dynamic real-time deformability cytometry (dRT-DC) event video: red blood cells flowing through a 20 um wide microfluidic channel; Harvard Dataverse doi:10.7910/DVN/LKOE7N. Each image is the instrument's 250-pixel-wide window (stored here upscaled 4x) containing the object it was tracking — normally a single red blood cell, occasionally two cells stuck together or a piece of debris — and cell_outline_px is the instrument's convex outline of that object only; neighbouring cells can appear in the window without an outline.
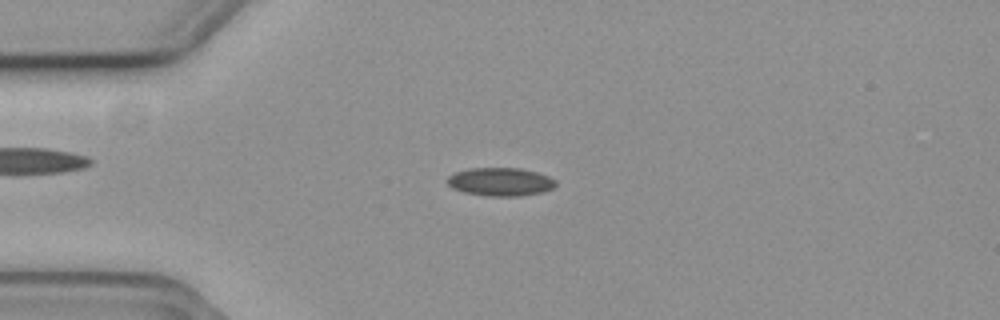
{"species": "common noctule bat (a hibernating species)", "species_latin": "Nyctalus noctula", "temperature_condition": "cold", "stored_images_in_passage": 55, "camera_frame_rate_fps": 3000, "um_per_image_px": 0.085, "animal": {"sex": "female", "body_mass_g": 19.3, "forearm_length_mm": 54.1}, "frame": {"image": 1, "passage_image": 13, "time_ms": 4.0, "image_size_px": [1000, 320], "cell_outline_px": [[556, 184], [552, 188], [544, 192], [520, 196], [492, 196], [464, 192], [452, 188], [448, 184], [448, 176], [456, 172], [468, 168], [520, 168], [536, 172], [548, 176], [556, 180]], "centroid_in_image_um": [42.55, 15.45], "position_along_channel_um": 42.4, "area_um2": 17.8}}
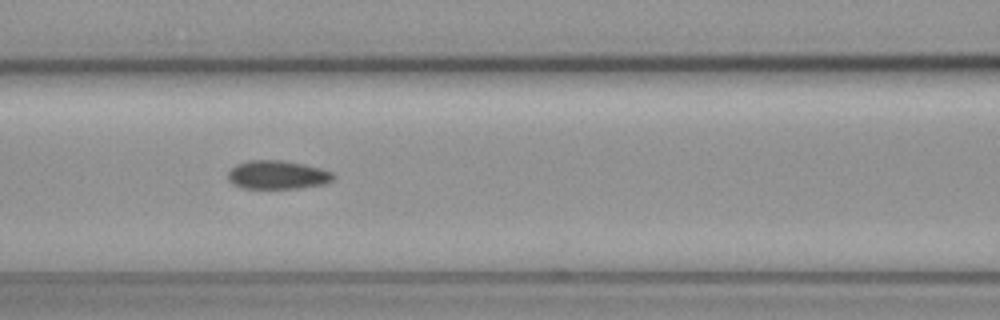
{"frame": {"image": 2, "passage_image": 23, "time_ms": 7.333, "image_size_px": [1000, 320], "cell_outline_px": [[336, 176], [332, 180], [324, 184], [296, 188], [240, 188], [232, 184], [228, 180], [228, 172], [236, 164], [248, 160], [280, 160], [304, 164], [320, 168], [332, 172]], "centroid_in_image_um": [23.56, 14.86], "position_along_channel_um": 143.0, "area_um2": 17.57}}
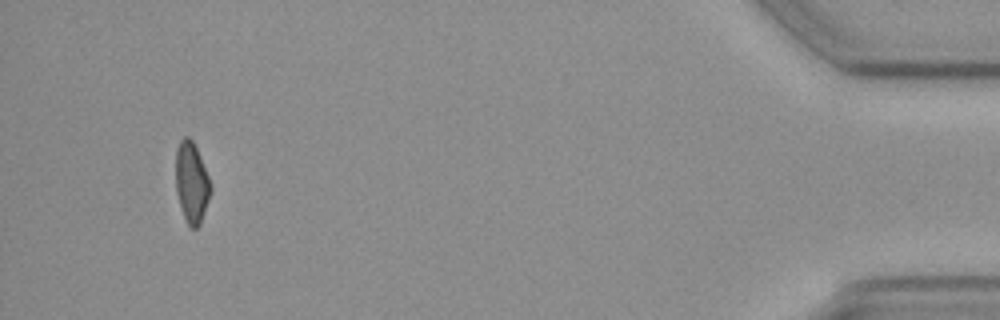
{"frame": {"image": 3, "passage_image": 52, "time_ms": 17.0, "image_size_px": [1000, 320], "cell_outline_px": [[212, 188], [200, 224], [196, 228], [192, 228], [188, 224], [180, 208], [176, 192], [176, 152], [180, 140], [184, 136], [188, 136], [192, 140], [196, 148], [208, 176]], "centroid_in_image_um": [16.27, 15.51], "position_along_channel_um": 418.9, "area_um2": 16.18}, "authors_computed_cell_mechanics": {"area_um2": 17.5134, "velocity_mm_per_s": 3.6978, "shape_relaxation_time_tau1_ms": null, "shape_relaxation_time_tau2_ms": 3.5566, "deformation_change_tau1": null, "deformation_change_tau2": 0.0744}}